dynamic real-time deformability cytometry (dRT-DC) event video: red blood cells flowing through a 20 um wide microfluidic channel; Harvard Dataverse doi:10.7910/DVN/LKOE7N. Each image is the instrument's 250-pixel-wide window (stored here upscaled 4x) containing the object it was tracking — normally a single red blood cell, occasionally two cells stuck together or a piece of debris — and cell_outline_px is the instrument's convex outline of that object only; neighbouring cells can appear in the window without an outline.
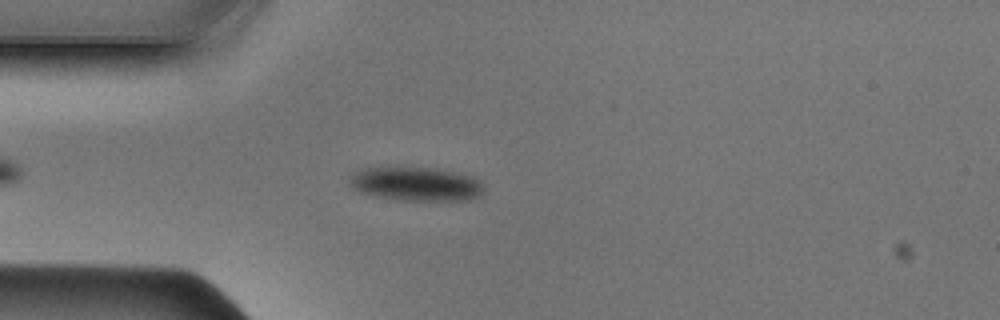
{"species": "Egyptian fruit bat (a non-hibernating species)", "species_latin": "Rousettus aegyptiacus", "temperature_condition": "cold", "stored_images_in_passage": 40, "camera_frame_rate_fps": 3000, "um_per_image_px": 0.085, "animal": {"sex": "male"}, "frame": {"image": 1, "passage_image": 7, "time_ms": 2.0, "image_size_px": [1000, 320], "cell_outline_px": [[484, 192], [480, 196], [468, 200], [404, 200], [376, 196], [352, 188], [348, 184], [348, 176], [360, 168], [432, 168], [472, 176], [480, 180], [484, 184]], "centroid_in_image_um": [35.37, 15.64], "position_along_channel_um": 49.6, "area_um2": 26.41}}
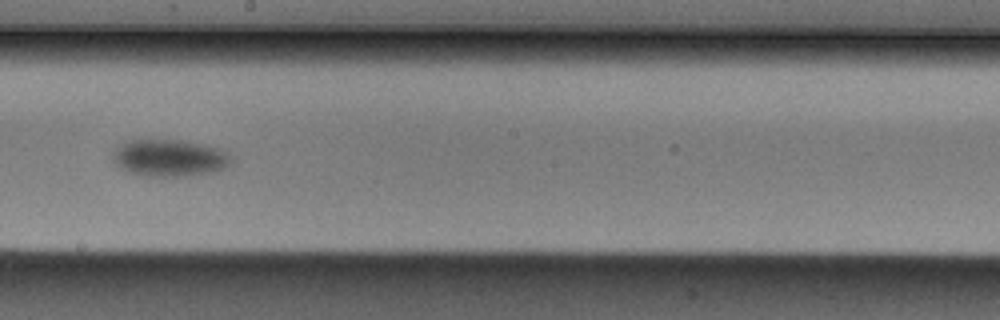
{"frame": {"image": 2, "passage_image": 21, "time_ms": 6.667, "image_size_px": [1000, 320], "cell_outline_px": [[236, 160], [232, 164], [224, 168], [208, 172], [188, 176], [148, 176], [132, 172], [120, 168], [112, 160], [112, 152], [116, 148], [132, 140], [184, 140], [204, 144], [220, 148], [236, 156]], "centroid_in_image_um": [14.5, 13.42], "position_along_channel_um": 233.7, "area_um2": 25.72}}
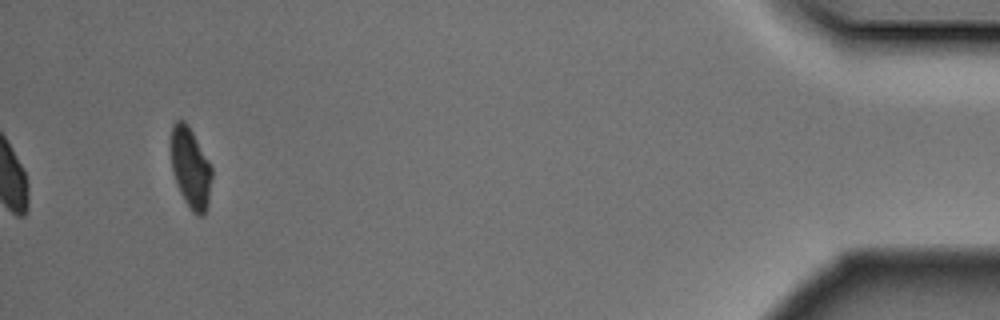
{"frame": {"image": 3, "passage_image": 40, "time_ms": 13.0, "image_size_px": [1000, 320], "cell_outline_px": [[212, 176], [208, 204], [204, 216], [196, 216], [192, 212], [184, 200], [180, 192], [172, 172], [168, 144], [172, 124], [176, 120], [184, 120], [188, 124], [212, 168]], "centroid_in_image_um": [16.15, 14.25], "position_along_channel_um": 419.1, "area_um2": 19.71}}